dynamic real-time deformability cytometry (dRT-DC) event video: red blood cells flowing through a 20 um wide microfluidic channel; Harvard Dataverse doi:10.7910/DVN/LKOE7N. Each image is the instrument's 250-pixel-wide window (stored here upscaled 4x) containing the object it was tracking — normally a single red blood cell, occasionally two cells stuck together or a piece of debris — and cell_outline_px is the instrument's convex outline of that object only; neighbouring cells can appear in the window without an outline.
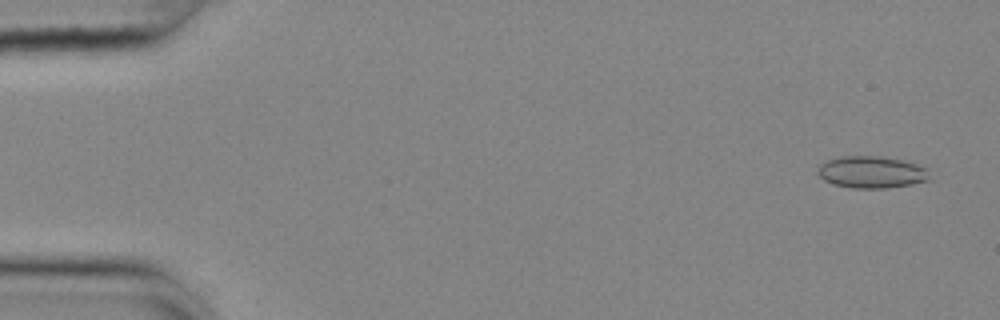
{"species": "common noctule bat (a hibernating species)", "species_latin": "Nyctalus noctula", "temperature_condition": "cold", "stored_images_in_passage": 55, "camera_frame_rate_fps": 3000, "um_per_image_px": 0.085, "animal": {"sex": "female", "body_mass_g": 25.1}, "frame": {"image": 1, "passage_image": 3, "time_ms": 0.667, "image_size_px": [1000, 320], "cell_outline_px": [[932, 180], [912, 184], [888, 188], [852, 188], [832, 184], [824, 180], [816, 172], [820, 164], [828, 160], [840, 156], [876, 156], [900, 160], [916, 164], [924, 168]], "centroid_in_image_um": [74.05, 14.64], "position_along_channel_um": 10.9, "area_um2": 20.75}}
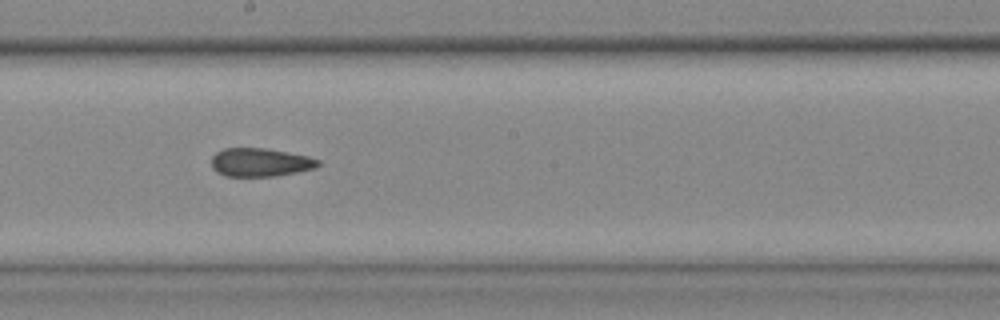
{"frame": {"image": 2, "passage_image": 31, "time_ms": 10.0, "image_size_px": [1000, 320], "cell_outline_px": [[320, 164], [316, 168], [276, 176], [228, 176], [216, 172], [212, 168], [212, 156], [216, 152], [224, 148], [264, 148], [308, 156], [320, 160]], "centroid_in_image_um": [22.12, 13.8], "position_along_channel_um": 226.1, "area_um2": 17.63}}
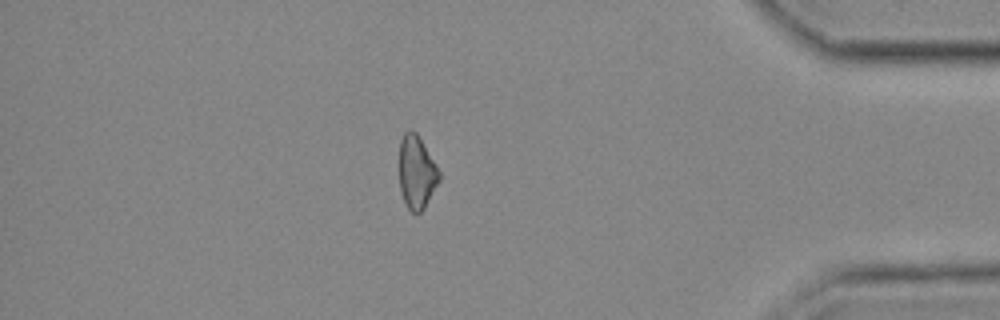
{"frame": {"image": 3, "passage_image": 48, "time_ms": 15.667, "image_size_px": [1000, 320], "cell_outline_px": [[440, 180], [424, 208], [420, 212], [412, 212], [404, 204], [400, 192], [400, 140], [404, 132], [416, 132], [440, 172]], "centroid_in_image_um": [35.4, 14.68], "position_along_channel_um": 399.8, "area_um2": 16.76}, "authors_computed_cell_mechanics": {"area_um2": 18.7272, "velocity_mm_per_s": 3.6874, "shape_relaxation_time_tau1_ms": null, "shape_relaxation_time_tau2_ms": 3.7611, "deformation_change_tau1": null, "deformation_change_tau2": 0.0878}}